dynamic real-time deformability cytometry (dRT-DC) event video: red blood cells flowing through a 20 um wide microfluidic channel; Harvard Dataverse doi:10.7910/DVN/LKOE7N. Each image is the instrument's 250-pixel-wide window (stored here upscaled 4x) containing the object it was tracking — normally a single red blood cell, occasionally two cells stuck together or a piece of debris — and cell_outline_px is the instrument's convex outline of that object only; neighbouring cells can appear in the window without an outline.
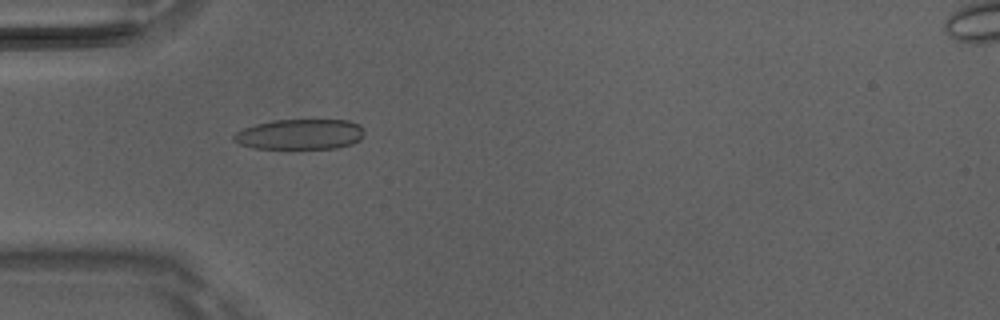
{"species": "Egyptian fruit bat (a non-hibernating species)", "species_latin": "Rousettus aegyptiacus", "temperature_condition": "room temperature", "stored_images_in_passage": 2, "camera_frame_rate_fps": 3000, "um_per_image_px": 0.085, "animal": {"sex": "male"}, "frame": {"image": 1, "passage_image": 2, "time_ms": 0.333, "image_size_px": [1000, 320], "cell_outline_px": [[364, 136], [360, 140], [352, 144], [336, 148], [256, 148], [240, 144], [232, 140], [232, 136], [236, 132], [244, 128], [256, 124], [272, 120], [348, 120], [360, 124], [364, 128]], "centroid_in_image_um": [25.54, 11.41], "position_along_channel_um": 59.5, "area_um2": 23.18}}